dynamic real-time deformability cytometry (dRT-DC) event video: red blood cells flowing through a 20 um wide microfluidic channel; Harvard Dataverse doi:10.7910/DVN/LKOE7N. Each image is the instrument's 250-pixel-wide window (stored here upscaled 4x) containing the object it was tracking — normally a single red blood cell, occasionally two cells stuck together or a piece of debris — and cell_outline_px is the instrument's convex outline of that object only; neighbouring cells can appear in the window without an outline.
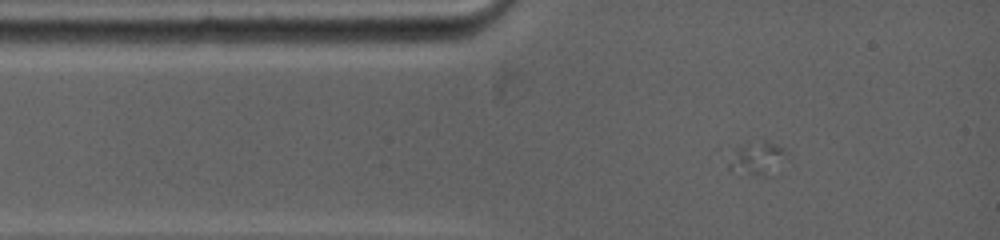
{"species": "common noctule bat (a hibernating species)", "species_latin": "Nyctalus noctula", "temperature_condition": "warm", "stored_images_in_passage": 3, "camera_frame_rate_fps": 5000, "um_per_image_px": 0.085, "animal": {"sex": "female", "body_mass_g": 19.0, "forearm_length_mm": 53.3}, "frame": {"image": 1, "passage_image": 1, "time_ms": 0.0, "image_size_px": [1000, 240], "cell_outline_px": [[788, 152], [772, 176], [752, 176], [728, 168], [728, 164], [732, 148], [744, 144], [764, 140], [768, 140], [784, 148]], "centroid_in_image_um": [64.35, 13.45], "position_along_channel_um": 20.6, "area_um2": 11.5}}